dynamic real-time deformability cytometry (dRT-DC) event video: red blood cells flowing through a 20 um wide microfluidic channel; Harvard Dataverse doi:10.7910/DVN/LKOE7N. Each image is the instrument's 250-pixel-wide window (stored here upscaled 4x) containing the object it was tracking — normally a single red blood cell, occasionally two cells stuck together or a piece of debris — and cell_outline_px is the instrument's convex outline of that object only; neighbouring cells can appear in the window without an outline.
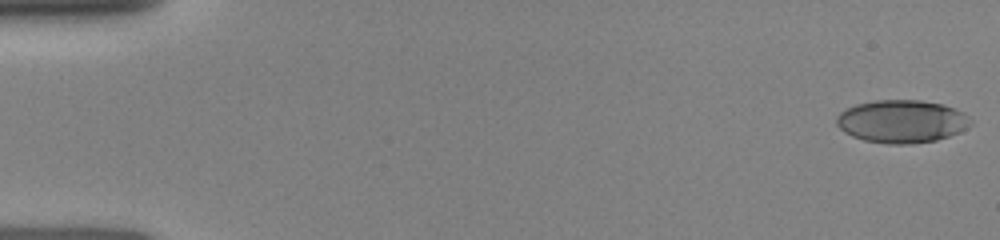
{"species": "human", "species_latin": "Homo sapiens", "temperature_condition": "room temperature", "stored_images_in_passage": 25, "camera_frame_rate_fps": 3000, "um_per_image_px": 0.085, "donor": {"sex": "female"}, "frame": {"image": 1, "passage_image": 1, "time_ms": 0.0, "image_size_px": [1000, 240], "cell_outline_px": [[972, 124], [960, 132], [936, 140], [908, 144], [888, 144], [864, 140], [852, 136], [844, 132], [836, 124], [836, 116], [840, 112], [856, 104], [876, 100], [920, 100], [944, 104], [956, 108], [964, 112], [972, 120]], "centroid_in_image_um": [76.67, 10.31], "position_along_channel_um": 8.3, "area_um2": 33.7}}
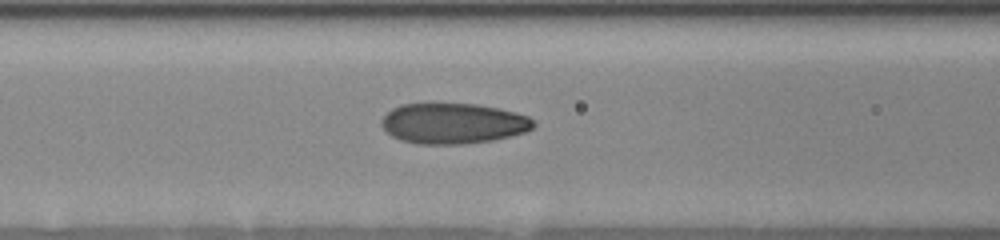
{"frame": {"image": 2, "passage_image": 11, "time_ms": 6.333, "image_size_px": [1000, 240], "cell_outline_px": [[536, 124], [532, 128], [524, 132], [512, 136], [492, 140], [464, 144], [420, 144], [400, 140], [392, 136], [380, 124], [384, 116], [392, 108], [400, 104], [476, 104], [516, 112], [528, 116]], "centroid_in_image_um": [38.52, 10.49], "position_along_channel_um": 128.1, "area_um2": 35.78}}
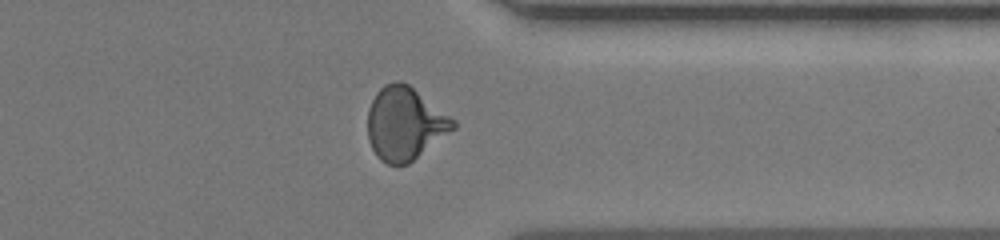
{"frame": {"image": 3, "passage_image": 21, "time_ms": 12.333, "image_size_px": [1000, 240], "cell_outline_px": [[456, 128], [408, 164], [388, 164], [380, 160], [376, 156], [368, 140], [368, 108], [376, 92], [384, 84], [392, 80], [400, 80], [408, 84], [456, 120]], "centroid_in_image_um": [34.4, 10.49], "position_along_channel_um": 377.0, "area_um2": 36.47}}